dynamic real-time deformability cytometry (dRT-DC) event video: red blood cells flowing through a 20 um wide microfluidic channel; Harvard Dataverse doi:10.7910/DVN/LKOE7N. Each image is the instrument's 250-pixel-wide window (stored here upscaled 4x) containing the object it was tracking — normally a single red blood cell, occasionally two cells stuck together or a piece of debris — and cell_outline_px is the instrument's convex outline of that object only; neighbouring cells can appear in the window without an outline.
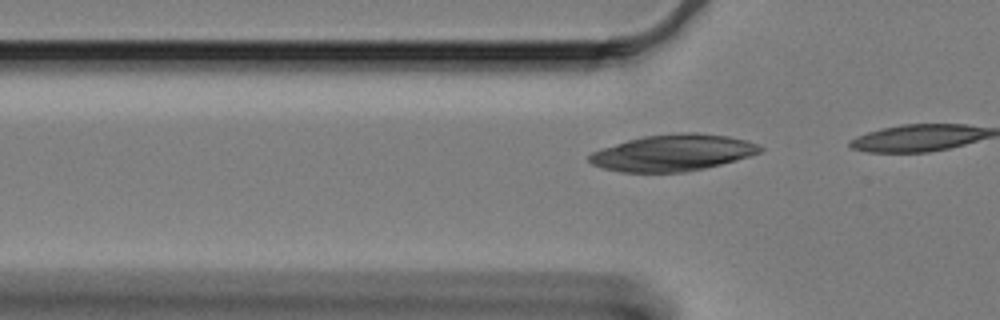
{"species": "Egyptian fruit bat (a non-hibernating species)", "species_latin": "Rousettus aegyptiacus", "temperature_condition": "cold", "stored_images_in_passage": 19, "camera_frame_rate_fps": 3000, "um_per_image_px": 0.085, "animal": {"sex": "female"}, "frame": {"image": 1, "passage_image": 16, "time_ms": 5.0, "image_size_px": [1000, 320], "cell_outline_px": [[764, 148], [760, 152], [736, 160], [704, 168], [684, 172], [620, 172], [604, 168], [592, 164], [588, 160], [588, 156], [592, 152], [600, 148], [628, 140], [644, 136], [680, 132], [696, 132], [728, 136], [744, 140], [756, 144]], "centroid_in_image_um": [57.15, 12.98], "position_along_channel_um": 68.6, "area_um2": 36.13}}